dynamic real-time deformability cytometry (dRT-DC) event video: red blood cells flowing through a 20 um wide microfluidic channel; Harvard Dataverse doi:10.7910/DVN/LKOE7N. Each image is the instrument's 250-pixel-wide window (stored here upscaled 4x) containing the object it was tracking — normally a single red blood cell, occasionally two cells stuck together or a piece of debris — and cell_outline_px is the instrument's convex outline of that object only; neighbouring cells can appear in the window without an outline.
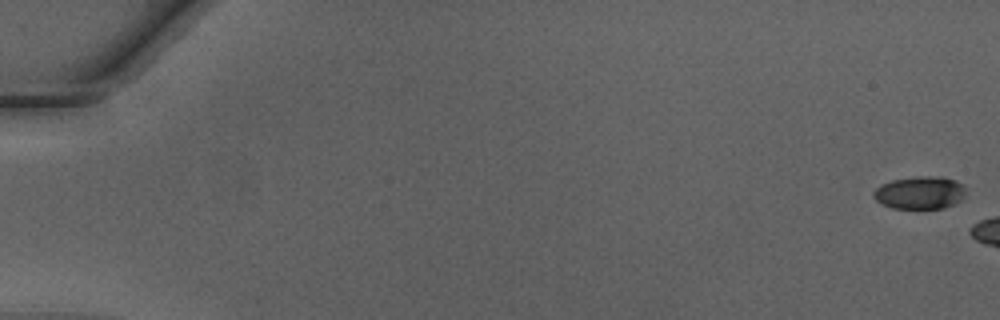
{"species": "Egyptian fruit bat (a non-hibernating species)", "species_latin": "Rousettus aegyptiacus", "temperature_condition": "warm", "stored_images_in_passage": 5, "camera_frame_rate_fps": 3000, "um_per_image_px": 0.085, "animal": {"sex": "male"}, "frame": {"image": 1, "passage_image": 1, "time_ms": 0.0, "image_size_px": [1000, 320], "cell_outline_px": [[964, 200], [944, 208], [892, 208], [876, 200], [872, 196], [872, 192], [880, 184], [892, 180], [916, 176], [940, 176], [956, 180], [964, 184]], "centroid_in_image_um": [78.21, 16.36], "position_along_channel_um": 6.8, "area_um2": 17.8}}